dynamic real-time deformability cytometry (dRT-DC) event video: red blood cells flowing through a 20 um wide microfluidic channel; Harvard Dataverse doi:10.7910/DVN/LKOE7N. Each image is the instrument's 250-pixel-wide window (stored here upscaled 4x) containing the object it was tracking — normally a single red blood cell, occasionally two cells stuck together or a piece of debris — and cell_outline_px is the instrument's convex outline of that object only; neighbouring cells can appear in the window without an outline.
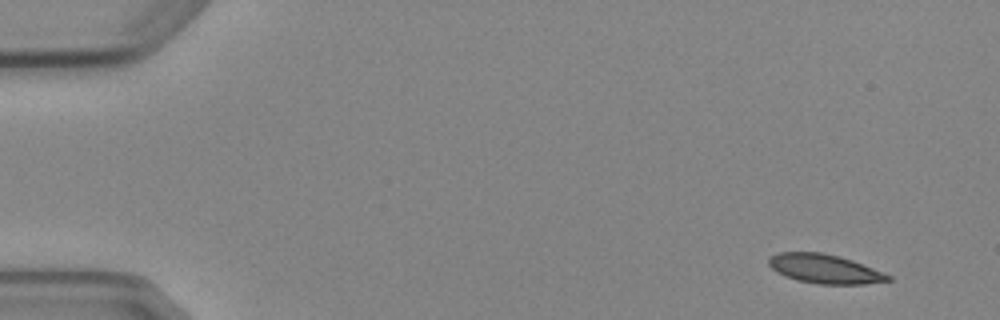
{"species": "Egyptian fruit bat (a non-hibernating species)", "species_latin": "Rousettus aegyptiacus", "temperature_condition": "cold", "stored_images_in_passage": 5, "camera_frame_rate_fps": 3000, "um_per_image_px": 0.085, "animal": {"sex": "female"}, "frame": {"image": 1, "passage_image": 1, "time_ms": 0.0, "image_size_px": [1000, 320], "cell_outline_px": [[892, 280], [864, 284], [820, 284], [796, 280], [784, 276], [776, 272], [768, 264], [768, 256], [776, 252], [820, 252], [840, 256], [852, 260], [892, 276]], "centroid_in_image_um": [70.05, 22.84], "position_along_channel_um": 15.0, "area_um2": 20.35}}
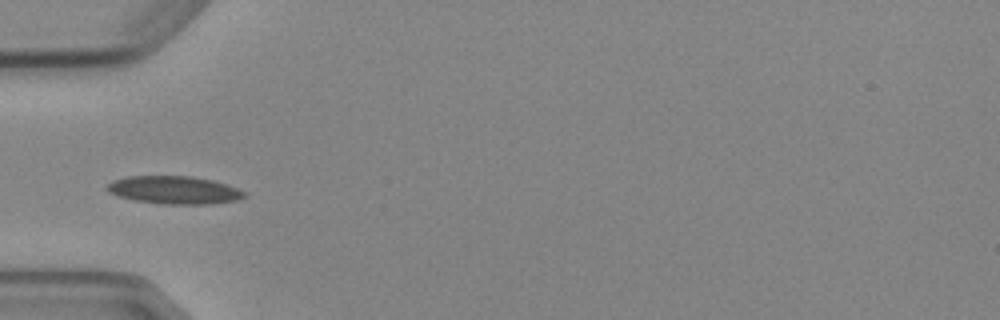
{"frame": {"image": 2, "passage_image": 5, "time_ms": 4.667, "image_size_px": [1000, 320], "cell_outline_px": [[248, 196], [236, 200], [212, 204], [160, 204], [136, 200], [120, 196], [108, 192], [104, 188], [112, 180], [124, 176], [192, 176], [212, 180], [248, 192]], "centroid_in_image_um": [14.8, 16.15], "position_along_channel_um": 70.2, "area_um2": 22.43}}